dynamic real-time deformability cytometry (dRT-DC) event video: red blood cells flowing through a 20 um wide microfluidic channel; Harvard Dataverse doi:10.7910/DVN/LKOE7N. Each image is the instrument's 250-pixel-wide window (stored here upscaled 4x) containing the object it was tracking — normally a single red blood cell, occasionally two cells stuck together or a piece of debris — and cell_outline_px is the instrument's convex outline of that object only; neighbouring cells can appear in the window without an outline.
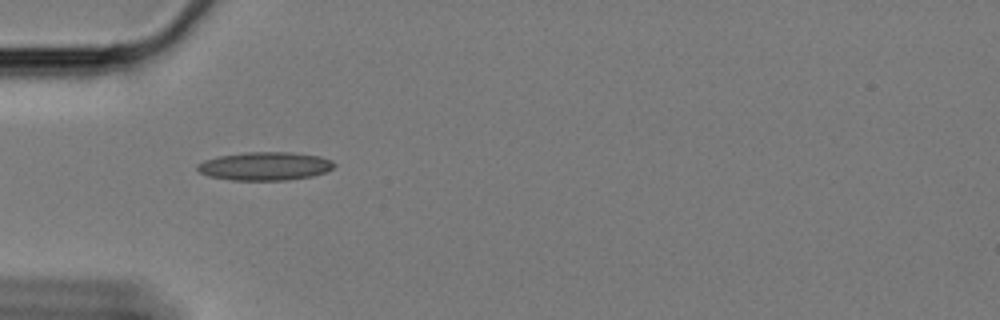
{"species": "Egyptian fruit bat (a non-hibernating species)", "species_latin": "Rousettus aegyptiacus", "temperature_condition": "cold", "stored_images_in_passage": 12, "camera_frame_rate_fps": 3000, "um_per_image_px": 0.085, "animal": {"sex": "female"}, "frame": {"image": 1, "passage_image": 1, "time_ms": 0.0, "image_size_px": [1000, 320], "cell_outline_px": [[336, 164], [332, 168], [324, 172], [312, 176], [288, 180], [232, 180], [208, 176], [200, 172], [196, 168], [196, 164], [204, 160], [216, 156], [248, 152], [292, 152], [320, 156], [332, 160]], "centroid_in_image_um": [22.5, 14.11], "position_along_channel_um": 62.5, "area_um2": 22.72}}
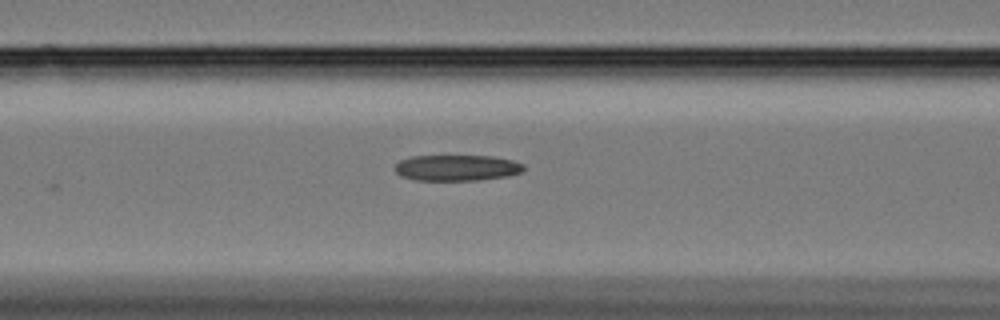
{"frame": {"image": 2, "passage_image": 7, "time_ms": 2.0, "image_size_px": [1000, 320], "cell_outline_px": [[524, 172], [508, 176], [476, 180], [416, 180], [400, 176], [396, 172], [396, 164], [400, 160], [412, 156], [492, 156], [512, 160], [524, 164]], "centroid_in_image_um": [38.85, 14.26], "position_along_channel_um": 127.7, "area_um2": 19.48}}
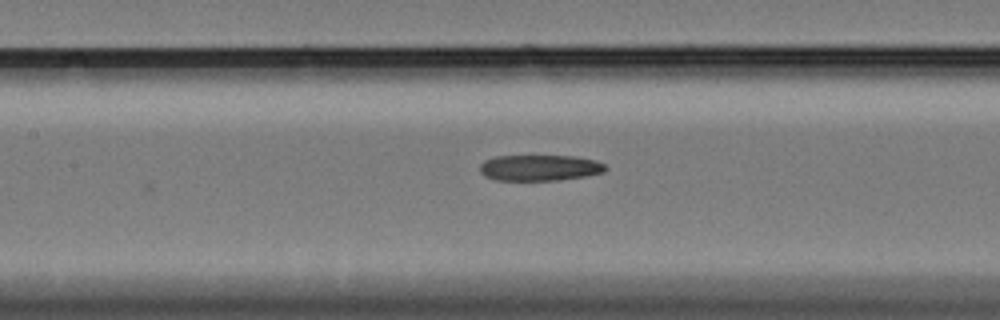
{"frame": {"image": 3, "passage_image": 10, "time_ms": 3.0, "image_size_px": [1000, 320], "cell_outline_px": [[608, 168], [604, 172], [584, 176], [556, 180], [496, 180], [484, 176], [480, 172], [480, 164], [484, 160], [496, 156], [576, 156], [596, 160], [604, 164]], "centroid_in_image_um": [45.86, 14.25], "position_along_channel_um": 161.5, "area_um2": 19.02}}